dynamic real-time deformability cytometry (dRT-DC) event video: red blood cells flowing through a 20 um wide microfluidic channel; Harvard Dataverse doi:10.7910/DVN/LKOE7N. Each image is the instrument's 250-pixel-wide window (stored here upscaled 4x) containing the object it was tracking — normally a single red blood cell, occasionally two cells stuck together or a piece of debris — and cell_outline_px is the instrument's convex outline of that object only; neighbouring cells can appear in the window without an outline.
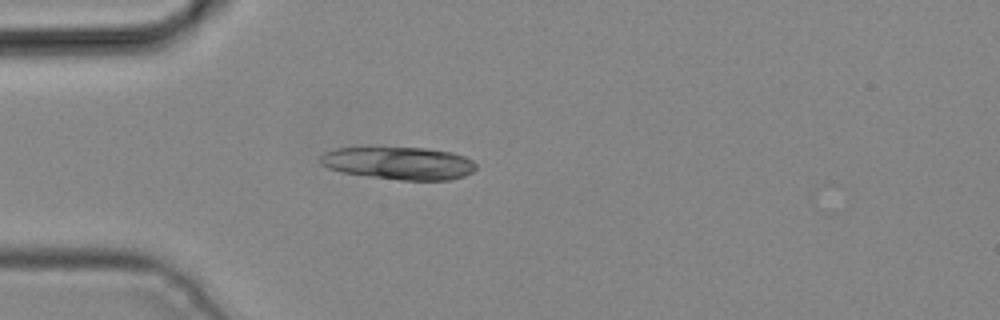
{"species": "common noctule bat (a hibernating species)", "species_latin": "Nyctalus noctula", "temperature_condition": "cold", "stored_images_in_passage": 3, "camera_frame_rate_fps": 3000, "um_per_image_px": 0.085, "animal": {"sex": "male", "body_mass_g": 19.2, "forearm_length_mm": 51.8}, "frame": {"image": 1, "passage_image": 3, "time_ms": 0.667, "image_size_px": [1000, 320], "cell_outline_px": [[476, 168], [472, 172], [464, 176], [452, 180], [400, 180], [340, 172], [328, 168], [320, 164], [320, 156], [324, 152], [336, 148], [428, 148], [452, 152], [464, 156], [472, 160], [476, 164]], "centroid_in_image_um": [33.92, 13.87], "position_along_channel_um": 51.1, "area_um2": 29.65}}